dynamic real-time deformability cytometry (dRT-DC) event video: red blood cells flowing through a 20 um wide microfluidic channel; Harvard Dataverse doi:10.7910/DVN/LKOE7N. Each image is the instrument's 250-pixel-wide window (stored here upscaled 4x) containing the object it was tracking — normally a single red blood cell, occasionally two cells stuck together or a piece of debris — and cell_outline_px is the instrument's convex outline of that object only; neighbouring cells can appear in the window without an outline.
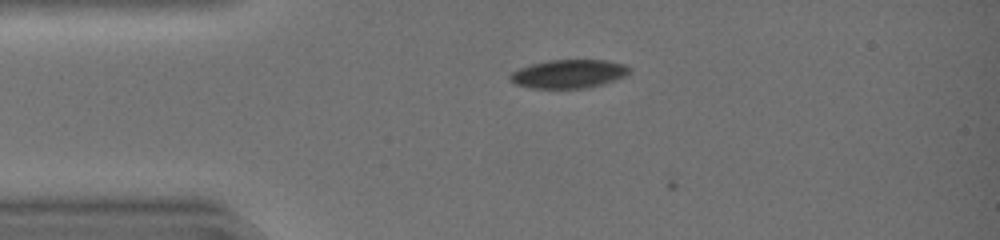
{"species": "common noctule bat (a hibernating species)", "species_latin": "Nyctalus noctula", "temperature_condition": "warm", "stored_images_in_passage": 5, "camera_frame_rate_fps": 3000, "um_per_image_px": 0.085, "animal": {"sex": "female", "body_mass_g": 19.0, "forearm_length_mm": 51.5}, "frame": {"image": 1, "passage_image": 4, "time_ms": 1.0, "image_size_px": [1000, 240], "cell_outline_px": [[632, 68], [624, 76], [604, 84], [584, 88], [532, 88], [516, 84], [508, 80], [508, 76], [512, 72], [520, 68], [532, 64], [548, 60], [608, 60], [628, 64]], "centroid_in_image_um": [48.36, 6.27], "position_along_channel_um": 36.6, "area_um2": 19.94}}